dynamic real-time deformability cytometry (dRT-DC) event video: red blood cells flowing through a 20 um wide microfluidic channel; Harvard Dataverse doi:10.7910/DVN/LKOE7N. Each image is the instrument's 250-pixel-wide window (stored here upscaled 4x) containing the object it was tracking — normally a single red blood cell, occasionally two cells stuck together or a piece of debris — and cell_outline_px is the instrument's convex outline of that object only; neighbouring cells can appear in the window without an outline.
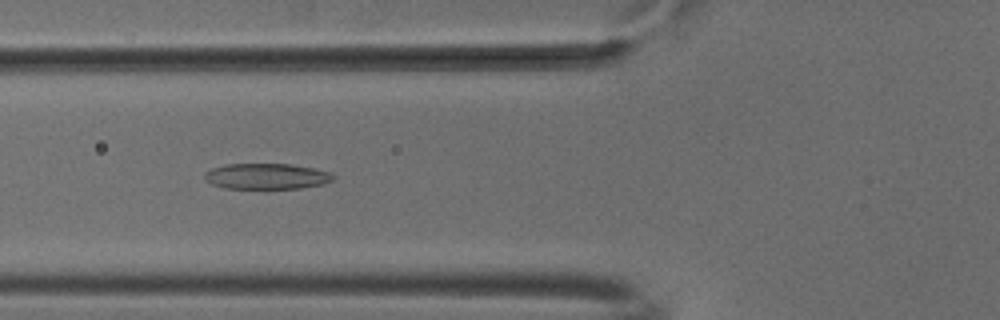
{"species": "common noctule bat (a hibernating species)", "species_latin": "Nyctalus noctula", "temperature_condition": "cold", "stored_images_in_passage": 40, "camera_frame_rate_fps": 3000, "um_per_image_px": 0.085, "animal": {"sex": "male", "body_mass_g": 18.8}, "frame": {"image": 1, "passage_image": 8, "time_ms": 2.333, "image_size_px": [1000, 320], "cell_outline_px": [[336, 176], [332, 180], [324, 184], [300, 188], [224, 188], [212, 184], [204, 180], [204, 172], [212, 168], [224, 164], [288, 164], [312, 168], [332, 172]], "centroid_in_image_um": [22.65, 14.98], "position_along_channel_um": 103.2, "area_um2": 19.36}}
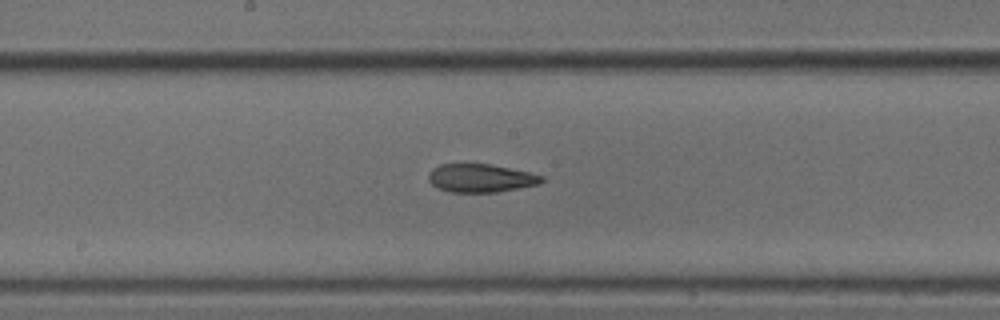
{"frame": {"image": 2, "passage_image": 16, "time_ms": 5.0, "image_size_px": [1000, 320], "cell_outline_px": [[544, 180], [540, 184], [520, 188], [496, 192], [452, 192], [436, 188], [428, 180], [428, 176], [432, 168], [440, 164], [488, 164], [528, 172], [544, 176]], "centroid_in_image_um": [40.85, 15.15], "position_along_channel_um": 207.4, "area_um2": 18.61}}
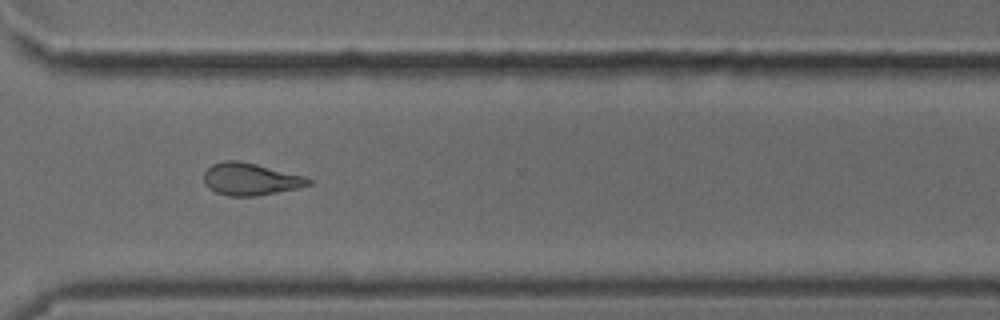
{"frame": {"image": 3, "passage_image": 27, "time_ms": 8.667, "image_size_px": [1000, 320], "cell_outline_px": [[312, 184], [296, 188], [256, 196], [228, 196], [216, 192], [208, 188], [204, 184], [204, 172], [212, 164], [224, 160], [236, 160], [256, 164], [304, 176], [312, 180]], "centroid_in_image_um": [21.25, 15.23], "position_along_channel_um": 349.4, "area_um2": 19.54}, "authors_computed_cell_mechanics": {"area_um2": 19.4786, "velocity_mm_per_s": 3.8865, "shape_relaxation_time_tau1_ms": null, "shape_relaxation_time_tau2_ms": 3.0162, "deformation_change_tau1": null, "deformation_change_tau2": 0.1111}}